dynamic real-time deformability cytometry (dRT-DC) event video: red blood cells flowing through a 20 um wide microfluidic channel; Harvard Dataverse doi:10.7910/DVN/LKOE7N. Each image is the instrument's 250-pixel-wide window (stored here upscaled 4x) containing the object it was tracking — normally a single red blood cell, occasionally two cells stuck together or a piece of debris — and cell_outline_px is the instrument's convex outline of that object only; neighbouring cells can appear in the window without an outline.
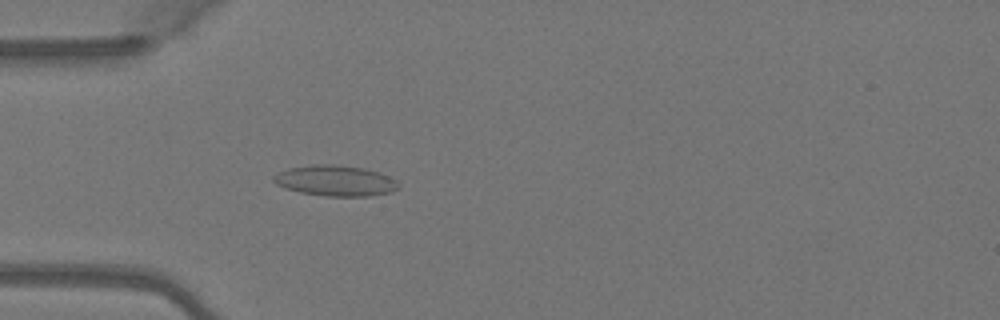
{"species": "Egyptian fruit bat (a non-hibernating species)", "species_latin": "Rousettus aegyptiacus", "temperature_condition": "warm", "stored_images_in_passage": 38, "camera_frame_rate_fps": 3000, "um_per_image_px": 0.085, "animal": {"sex": "female"}, "frame": {"image": 1, "passage_image": 3, "time_ms": 0.667, "image_size_px": [1000, 320], "cell_outline_px": [[400, 188], [392, 192], [368, 196], [328, 196], [300, 192], [284, 188], [276, 184], [272, 180], [272, 176], [288, 168], [316, 164], [332, 164], [364, 168], [380, 172], [396, 180], [400, 184]], "centroid_in_image_um": [28.53, 15.36], "position_along_channel_um": 56.5, "area_um2": 22.43}}
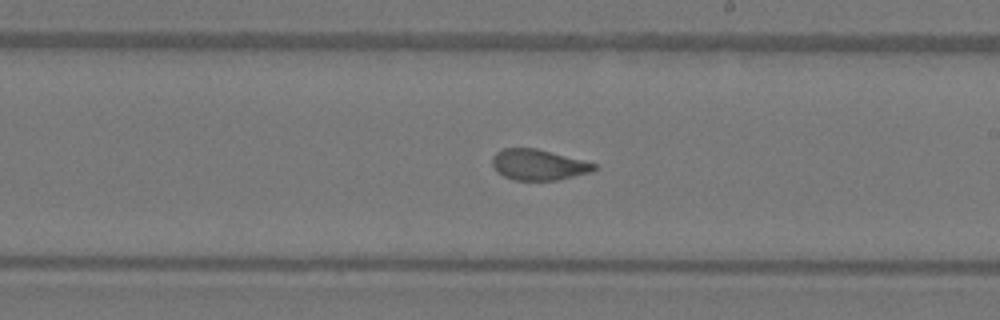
{"frame": {"image": 2, "passage_image": 17, "time_ms": 5.333, "image_size_px": [1000, 320], "cell_outline_px": [[596, 168], [592, 172], [556, 180], [516, 180], [504, 176], [492, 164], [492, 156], [496, 152], [504, 148], [536, 148], [596, 164]], "centroid_in_image_um": [45.76, 14.0], "position_along_channel_um": 243.2, "area_um2": 17.92}}
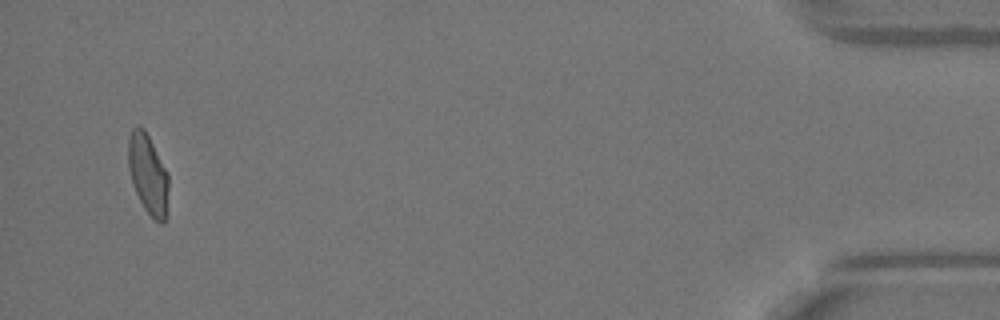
{"frame": {"image": 3, "passage_image": 36, "time_ms": 11.667, "image_size_px": [1000, 320], "cell_outline_px": [[168, 216], [164, 224], [160, 224], [144, 208], [132, 184], [128, 168], [128, 140], [132, 128], [144, 128], [168, 172]], "centroid_in_image_um": [12.6, 14.85], "position_along_channel_um": 422.6, "area_um2": 18.9}, "authors_computed_cell_mechanics": {"area_um2": 18.7561, "velocity_mm_per_s": 4.0979, "shape_relaxation_time_tau1_ms": null, "shape_relaxation_time_tau2_ms": 0.8617, "deformation_change_tau1": null, "deformation_change_tau2": 0.0618}}